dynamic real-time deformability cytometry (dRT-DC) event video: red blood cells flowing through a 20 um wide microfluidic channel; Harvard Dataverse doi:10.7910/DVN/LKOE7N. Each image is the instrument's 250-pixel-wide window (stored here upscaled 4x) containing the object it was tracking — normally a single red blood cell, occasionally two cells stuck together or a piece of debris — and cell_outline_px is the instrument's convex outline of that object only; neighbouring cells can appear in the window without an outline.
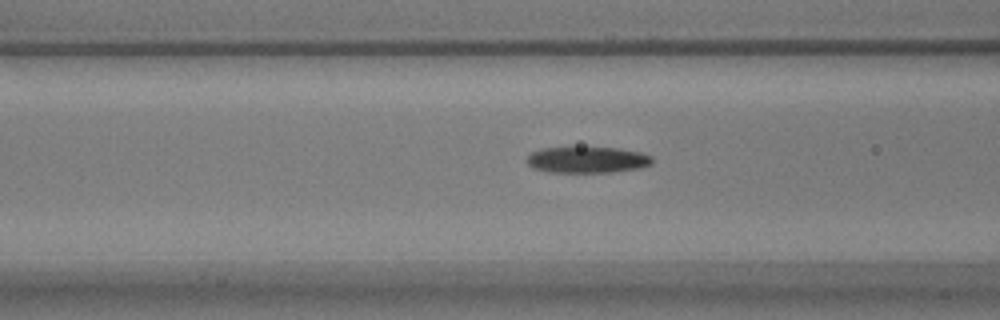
{"species": "common noctule bat (a hibernating species)", "species_latin": "Nyctalus noctula", "temperature_condition": "warm", "stored_images_in_passage": 38, "segment_of_instrument_passage": [1, 2], "camera_frame_rate_fps": 3000, "um_per_image_px": 0.085, "animal": {"sex": "male", "body_mass_g": 17.9}, "frame": {"image": 1, "passage_image": 4, "time_ms": 1.0, "image_size_px": [1000, 320], "cell_outline_px": [[652, 164], [640, 168], [612, 172], [548, 172], [532, 168], [528, 164], [528, 156], [532, 152], [544, 148], [616, 148], [640, 152], [652, 156]], "centroid_in_image_um": [49.94, 13.59], "position_along_channel_um": 116.7, "area_um2": 18.96}}
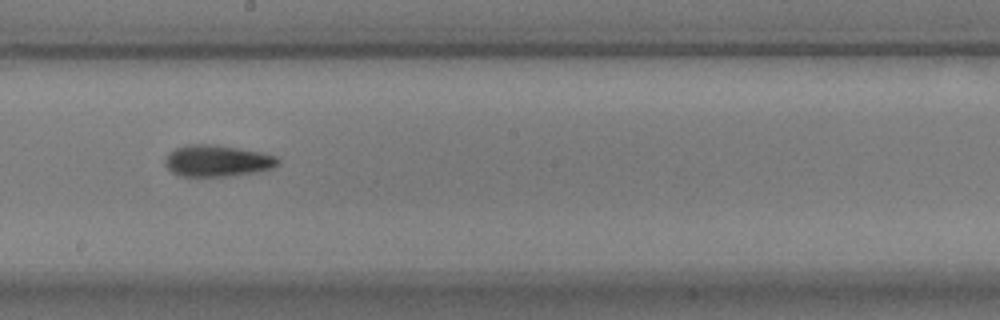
{"frame": {"image": 2, "passage_image": 13, "time_ms": 4.0, "image_size_px": [1000, 320], "cell_outline_px": [[280, 164], [272, 168], [256, 172], [224, 176], [180, 176], [172, 172], [164, 164], [164, 160], [168, 152], [176, 148], [188, 144], [212, 144], [260, 152], [276, 156], [280, 160]], "centroid_in_image_um": [18.44, 13.67], "position_along_channel_um": 229.8, "area_um2": 20.69}}
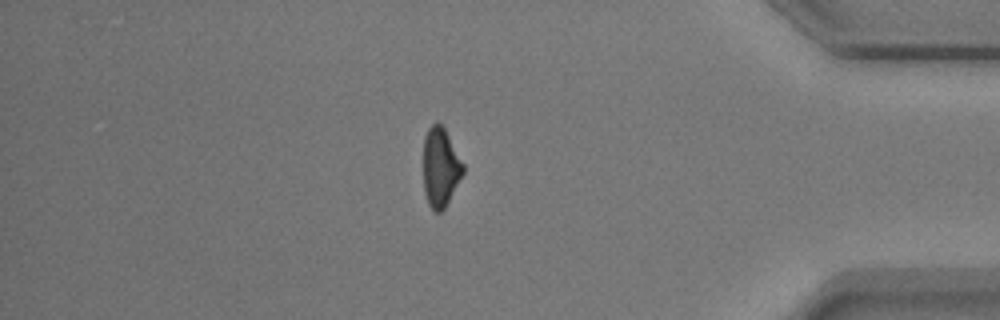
{"frame": {"image": 3, "passage_image": 29, "time_ms": 9.333, "image_size_px": [1000, 320], "cell_outline_px": [[464, 172], [444, 208], [440, 212], [436, 212], [428, 204], [424, 192], [424, 136], [428, 128], [436, 120], [444, 128], [464, 164]], "centroid_in_image_um": [37.43, 14.2], "position_along_channel_um": 397.8, "area_um2": 18.15}}